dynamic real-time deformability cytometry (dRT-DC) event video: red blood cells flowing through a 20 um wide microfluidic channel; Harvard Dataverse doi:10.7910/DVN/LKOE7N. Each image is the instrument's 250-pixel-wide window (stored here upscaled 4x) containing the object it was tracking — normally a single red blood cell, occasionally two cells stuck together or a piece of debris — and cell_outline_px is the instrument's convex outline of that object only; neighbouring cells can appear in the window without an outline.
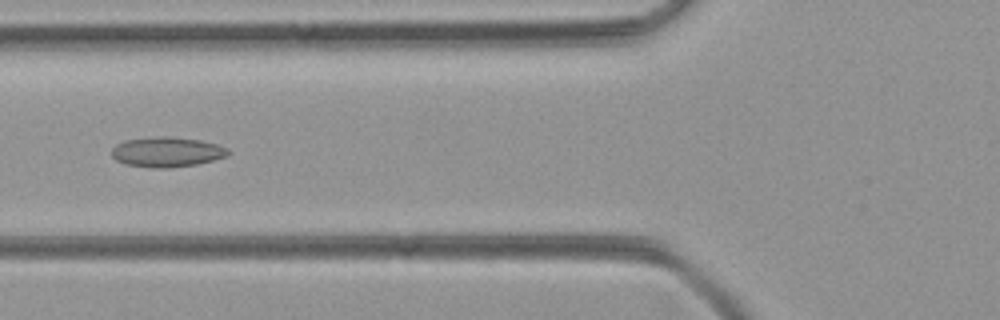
{"species": "common noctule bat (a hibernating species)", "species_latin": "Nyctalus noctula", "temperature_condition": "room temperature", "stored_images_in_passage": 50, "camera_frame_rate_fps": 3000, "um_per_image_px": 0.085, "animal": {"sex": "female", "body_mass_g": 21.9}, "frame": {"image": 1, "passage_image": 19, "time_ms": 6.0, "image_size_px": [1000, 320], "cell_outline_px": [[232, 152], [228, 156], [196, 164], [168, 168], [152, 168], [128, 164], [116, 160], [112, 156], [112, 148], [116, 144], [124, 140], [160, 136], [168, 136], [200, 140], [216, 144], [228, 148]], "centroid_in_image_um": [14.2, 12.91], "position_along_channel_um": 111.6, "area_um2": 20.35}}
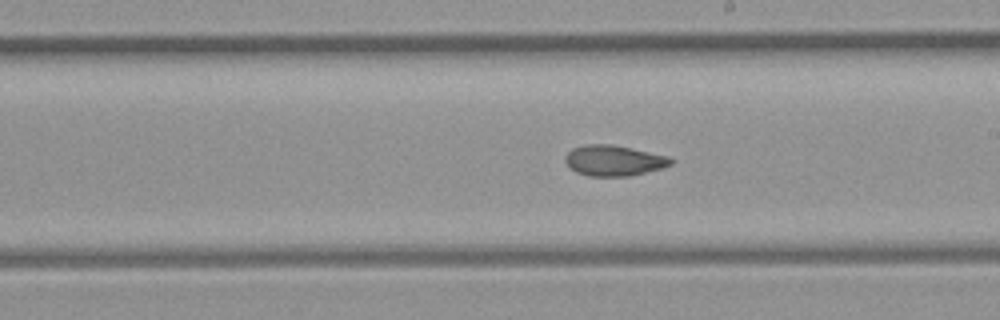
{"frame": {"image": 2, "passage_image": 28, "time_ms": 9.0, "image_size_px": [1000, 320], "cell_outline_px": [[676, 160], [672, 164], [664, 168], [628, 176], [588, 176], [576, 172], [568, 168], [564, 160], [564, 156], [572, 148], [588, 144], [612, 144], [632, 148], [668, 156]], "centroid_in_image_um": [52.17, 13.65], "position_along_channel_um": 236.8, "area_um2": 19.13}}
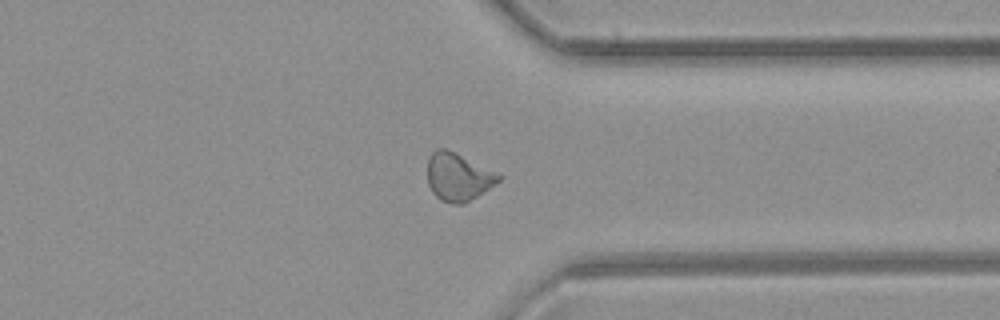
{"frame": {"image": 3, "passage_image": 38, "time_ms": 12.333, "image_size_px": [1000, 320], "cell_outline_px": [[504, 176], [500, 180], [464, 204], [452, 204], [440, 200], [432, 192], [428, 184], [428, 156], [436, 148], [444, 148], [456, 152], [500, 172]], "centroid_in_image_um": [38.96, 15.01], "position_along_channel_um": 372.4, "area_um2": 20.17}}